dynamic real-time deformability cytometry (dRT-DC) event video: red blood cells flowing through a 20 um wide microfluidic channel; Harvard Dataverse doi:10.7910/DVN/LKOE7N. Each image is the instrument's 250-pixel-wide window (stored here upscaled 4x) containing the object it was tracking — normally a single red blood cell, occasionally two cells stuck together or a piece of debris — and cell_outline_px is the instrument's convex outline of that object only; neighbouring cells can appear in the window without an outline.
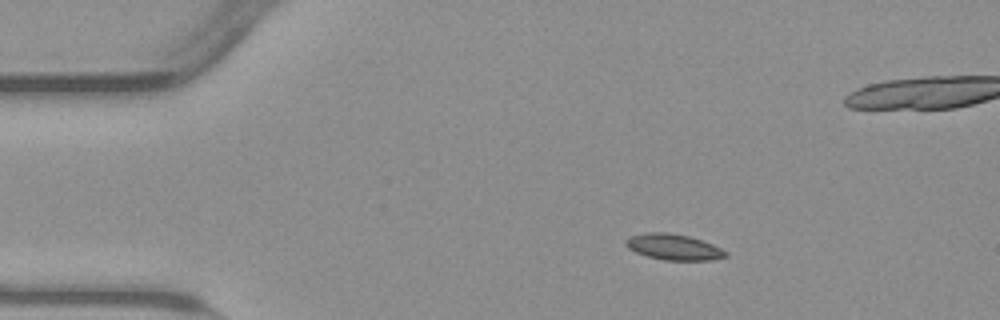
{"species": "common noctule bat (a hibernating species)", "species_latin": "Nyctalus noctula", "temperature_condition": "warm", "stored_images_in_passage": 23, "camera_frame_rate_fps": 3000, "um_per_image_px": 0.085, "animal": {"sex": "male", "body_mass_g": 23.1, "forearm_length_mm": 52.7}, "frame": {"image": 1, "passage_image": 1, "time_ms": 0.0, "image_size_px": [1000, 320], "cell_outline_px": [[728, 256], [712, 260], [664, 260], [648, 256], [636, 252], [628, 248], [624, 244], [624, 240], [628, 236], [644, 232], [668, 232], [688, 236], [712, 244], [728, 252]], "centroid_in_image_um": [57.22, 20.98], "position_along_channel_um": 27.8, "area_um2": 15.14}}
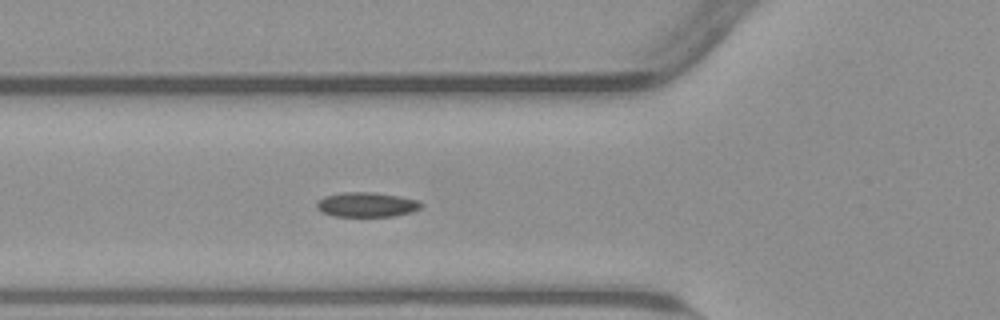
{"frame": {"image": 2, "passage_image": 11, "time_ms": 3.333, "image_size_px": [1000, 320], "cell_outline_px": [[424, 204], [420, 208], [412, 212], [392, 216], [332, 216], [316, 208], [316, 204], [324, 196], [344, 192], [372, 192], [420, 200]], "centroid_in_image_um": [31.19, 17.39], "position_along_channel_um": 94.6, "area_um2": 14.91}}